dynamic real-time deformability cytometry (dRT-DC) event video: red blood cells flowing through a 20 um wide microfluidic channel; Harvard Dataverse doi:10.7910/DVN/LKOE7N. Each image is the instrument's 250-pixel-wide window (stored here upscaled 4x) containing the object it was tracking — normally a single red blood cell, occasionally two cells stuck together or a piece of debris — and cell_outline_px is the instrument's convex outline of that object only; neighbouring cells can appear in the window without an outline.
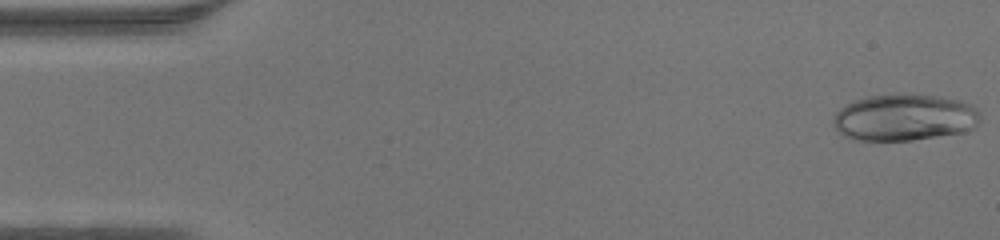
{"species": "human", "species_latin": "Homo sapiens", "temperature_condition": "warm", "stored_images_in_passage": 46, "camera_frame_rate_fps": 3000, "um_per_image_px": 0.085, "donor": {"sex": "male"}, "frame": {"image": 1, "passage_image": 1, "time_ms": 0.0, "image_size_px": [1000, 240], "cell_outline_px": [[980, 120], [972, 128], [960, 132], [912, 140], [860, 140], [848, 136], [840, 132], [836, 128], [832, 120], [836, 112], [840, 108], [856, 100], [868, 96], [912, 92], [960, 100], [972, 104], [980, 112]], "centroid_in_image_um": [76.9, 9.95], "position_along_channel_um": 8.1, "area_um2": 39.94}}
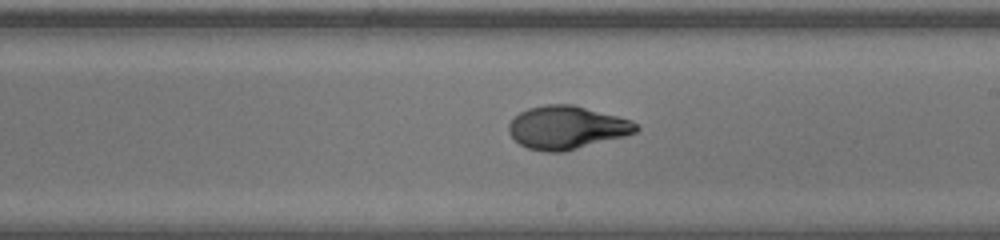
{"frame": {"image": 2, "passage_image": 26, "time_ms": 8.333, "image_size_px": [1000, 240], "cell_outline_px": [[640, 128], [636, 132], [624, 136], [564, 152], [548, 152], [528, 148], [520, 144], [508, 132], [508, 124], [520, 112], [528, 108], [544, 104], [572, 104], [632, 120]], "centroid_in_image_um": [48.17, 10.83], "position_along_channel_um": 240.8, "area_um2": 31.85}}
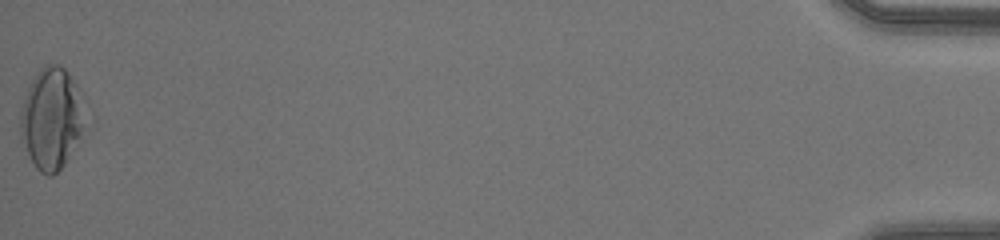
{"frame": {"image": 3, "passage_image": 46, "time_ms": 15.0, "image_size_px": [1000, 240], "cell_outline_px": [[80, 132], [64, 164], [52, 176], [48, 176], [40, 172], [36, 168], [20, 136], [20, 116], [24, 100], [28, 88], [32, 80], [44, 64], [60, 64], [68, 72], [72, 80], [80, 124]], "centroid_in_image_um": [4.24, 10.09], "position_along_channel_um": 431.0, "area_um2": 35.55}}